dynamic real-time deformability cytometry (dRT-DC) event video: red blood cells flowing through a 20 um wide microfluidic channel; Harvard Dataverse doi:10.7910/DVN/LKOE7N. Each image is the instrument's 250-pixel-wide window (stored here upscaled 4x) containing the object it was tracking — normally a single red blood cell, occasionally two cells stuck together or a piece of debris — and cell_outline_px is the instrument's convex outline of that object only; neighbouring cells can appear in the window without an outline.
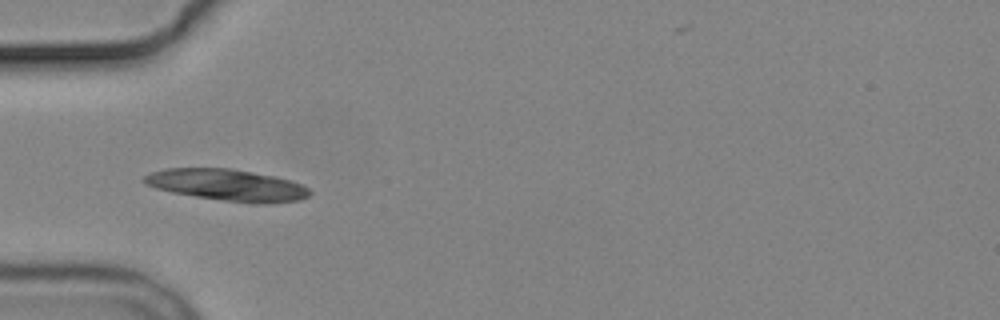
{"species": "common noctule bat (a hibernating species)", "species_latin": "Nyctalus noctula", "temperature_condition": "cold", "stored_images_in_passage": 8, "camera_frame_rate_fps": 3000, "um_per_image_px": 0.085, "animal": {"sex": "male", "body_mass_g": 19.2, "forearm_length_mm": 51.8}, "frame": {"image": 1, "passage_image": 4, "time_ms": 3.333, "image_size_px": [1000, 320], "cell_outline_px": [[312, 192], [308, 196], [300, 200], [272, 204], [256, 204], [224, 200], [196, 196], [172, 192], [156, 188], [144, 184], [140, 180], [144, 176], [152, 172], [164, 168], [232, 168], [276, 176], [292, 180], [308, 188]], "centroid_in_image_um": [19.34, 15.72], "position_along_channel_um": 65.7, "area_um2": 30.75}}
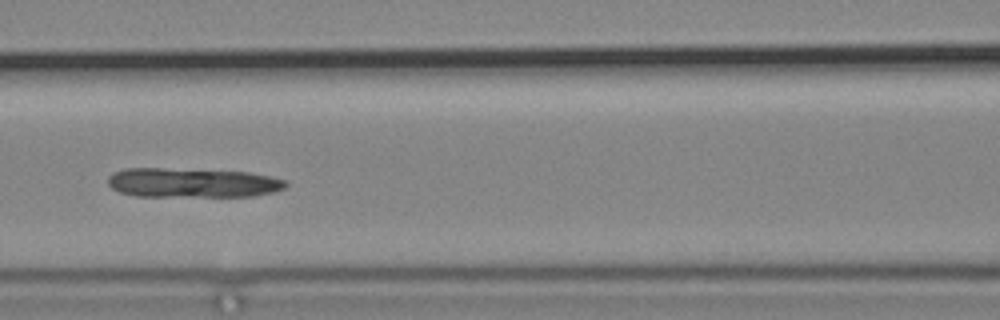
{"frame": {"image": 2, "passage_image": 6, "time_ms": 5.667, "image_size_px": [1000, 320], "cell_outline_px": [[288, 184], [284, 188], [272, 192], [256, 196], [136, 196], [120, 192], [112, 188], [108, 184], [108, 176], [112, 172], [124, 168], [164, 168], [248, 172], [268, 176], [284, 180]], "centroid_in_image_um": [16.3, 15.53], "position_along_channel_um": 150.3, "area_um2": 30.52}}
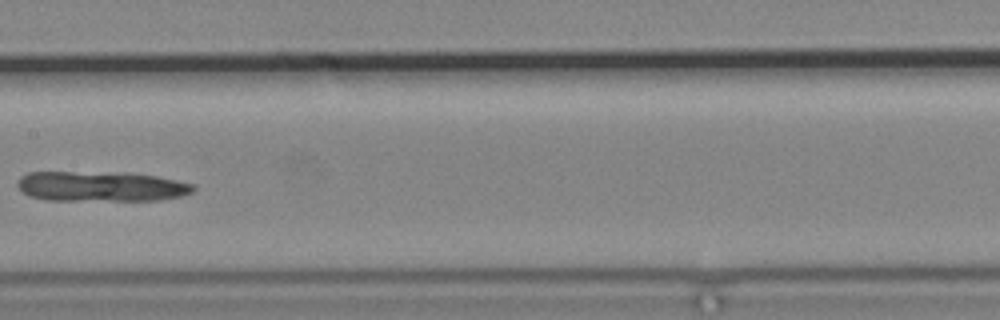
{"frame": {"image": 3, "passage_image": 7, "time_ms": 7.0, "image_size_px": [1000, 320], "cell_outline_px": [[196, 188], [192, 192], [180, 196], [160, 200], [48, 200], [28, 196], [16, 184], [20, 176], [28, 172], [128, 172], [156, 176], [176, 180], [192, 184]], "centroid_in_image_um": [8.58, 15.83], "position_along_channel_um": 198.8, "area_um2": 30.98}}